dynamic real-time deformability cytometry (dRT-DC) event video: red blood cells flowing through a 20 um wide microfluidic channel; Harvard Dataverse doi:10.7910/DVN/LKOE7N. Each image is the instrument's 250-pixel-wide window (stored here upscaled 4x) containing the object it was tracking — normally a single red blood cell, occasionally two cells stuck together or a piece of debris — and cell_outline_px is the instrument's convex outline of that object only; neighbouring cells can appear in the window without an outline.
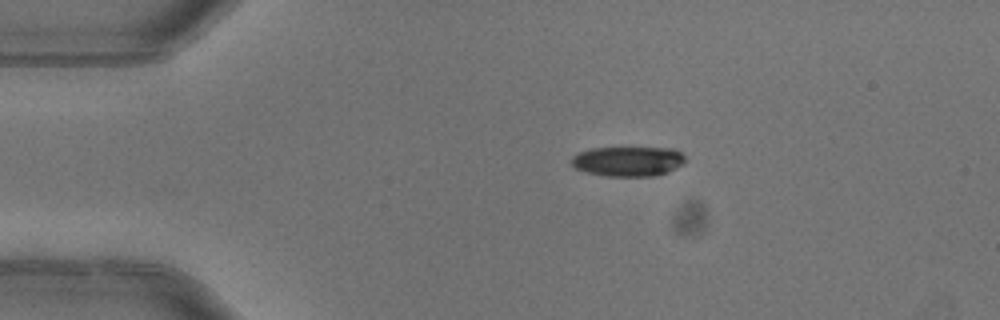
{"species": "common noctule bat (a hibernating species)", "species_latin": "Nyctalus noctula", "temperature_condition": "warm", "stored_images_in_passage": 4, "camera_frame_rate_fps": 3000, "um_per_image_px": 0.085, "animal": {"sex": "female"}, "frame": {"image": 1, "passage_image": 1, "time_ms": 0.0, "image_size_px": [1000, 320], "cell_outline_px": [[684, 164], [668, 172], [656, 176], [604, 176], [588, 172], [576, 168], [568, 160], [572, 156], [580, 152], [592, 148], [672, 148], [680, 152], [684, 156]], "centroid_in_image_um": [53.38, 13.71], "position_along_channel_um": 31.6, "area_um2": 19.83}}
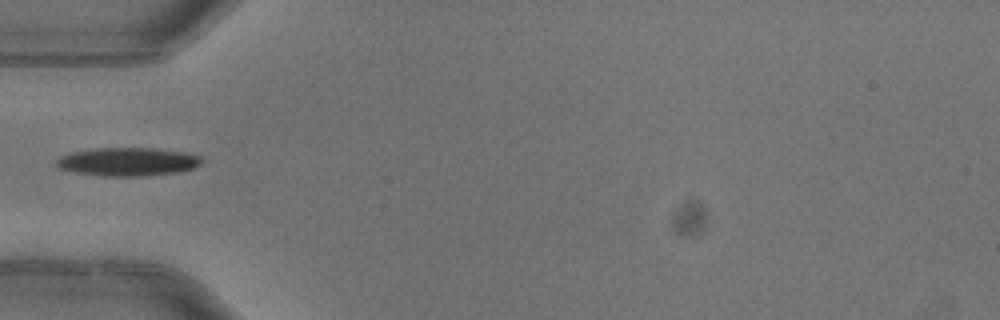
{"frame": {"image": 2, "passage_image": 3, "time_ms": 0.667, "image_size_px": [1000, 320], "cell_outline_px": [[200, 164], [192, 168], [176, 172], [144, 176], [100, 176], [76, 172], [60, 168], [56, 164], [56, 160], [60, 156], [68, 152], [96, 148], [152, 148], [184, 152], [200, 156]], "centroid_in_image_um": [10.8, 13.74], "position_along_channel_um": 74.2, "area_um2": 23.87}}
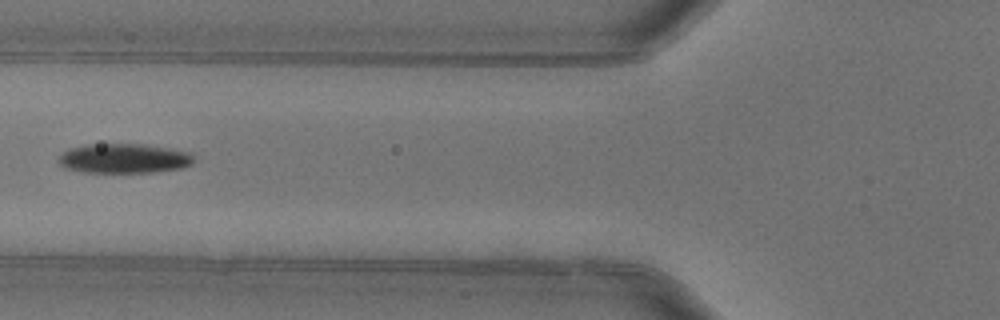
{"frame": {"image": 3, "passage_image": 4, "time_ms": 1.0, "image_size_px": [1000, 320], "cell_outline_px": [[192, 164], [180, 168], [152, 172], [84, 172], [64, 168], [60, 164], [60, 156], [68, 148], [84, 144], [144, 144], [192, 152]], "centroid_in_image_um": [10.52, 13.45], "position_along_channel_um": 115.3, "area_um2": 23.24}}